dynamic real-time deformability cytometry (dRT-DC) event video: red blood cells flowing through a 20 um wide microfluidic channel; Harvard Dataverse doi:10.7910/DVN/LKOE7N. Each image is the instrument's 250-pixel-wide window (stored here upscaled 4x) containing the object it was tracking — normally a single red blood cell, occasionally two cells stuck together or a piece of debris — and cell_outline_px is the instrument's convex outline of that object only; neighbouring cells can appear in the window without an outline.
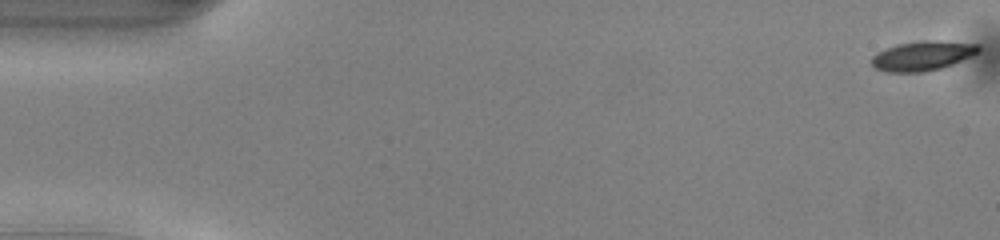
{"species": "common noctule bat (a hibernating species)", "species_latin": "Nyctalus noctula", "temperature_condition": "warm", "stored_images_in_passage": 50, "camera_frame_rate_fps": 3000, "um_per_image_px": 0.085, "animal": {"sex": "male", "body_mass_g": 13.0, "forearm_length_mm": 53.1}, "frame": {"image": 1, "passage_image": 1, "time_ms": 0.0, "image_size_px": [1000, 240], "cell_outline_px": [[980, 52], [972, 56], [952, 64], [940, 68], [924, 72], [884, 72], [876, 68], [872, 64], [872, 56], [876, 52], [896, 44], [924, 40], [940, 40], [980, 44]], "centroid_in_image_um": [78.43, 4.73], "position_along_channel_um": 6.6, "area_um2": 18.61}}
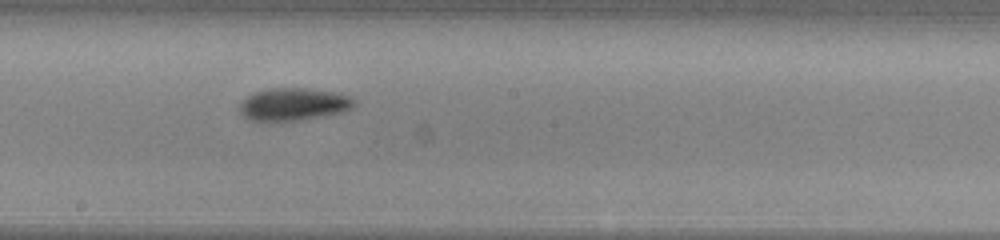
{"frame": {"image": 2, "passage_image": 28, "time_ms": 9.0, "image_size_px": [1000, 240], "cell_outline_px": [[356, 104], [352, 108], [344, 112], [300, 120], [252, 120], [244, 116], [240, 112], [240, 100], [252, 92], [268, 88], [308, 88], [340, 92], [352, 96], [356, 100]], "centroid_in_image_um": [25.0, 8.83], "position_along_channel_um": 223.2, "area_um2": 22.08}}
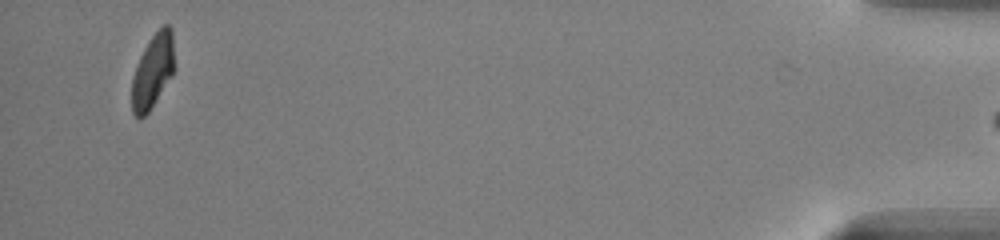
{"frame": {"image": 3, "passage_image": 49, "time_ms": 16.0, "image_size_px": [1000, 240], "cell_outline_px": [[176, 68], [148, 112], [144, 116], [136, 116], [132, 112], [132, 76], [140, 56], [148, 40], [164, 24], [168, 24], [172, 28]], "centroid_in_image_um": [13.01, 5.98], "position_along_channel_um": 422.2, "area_um2": 18.38}}